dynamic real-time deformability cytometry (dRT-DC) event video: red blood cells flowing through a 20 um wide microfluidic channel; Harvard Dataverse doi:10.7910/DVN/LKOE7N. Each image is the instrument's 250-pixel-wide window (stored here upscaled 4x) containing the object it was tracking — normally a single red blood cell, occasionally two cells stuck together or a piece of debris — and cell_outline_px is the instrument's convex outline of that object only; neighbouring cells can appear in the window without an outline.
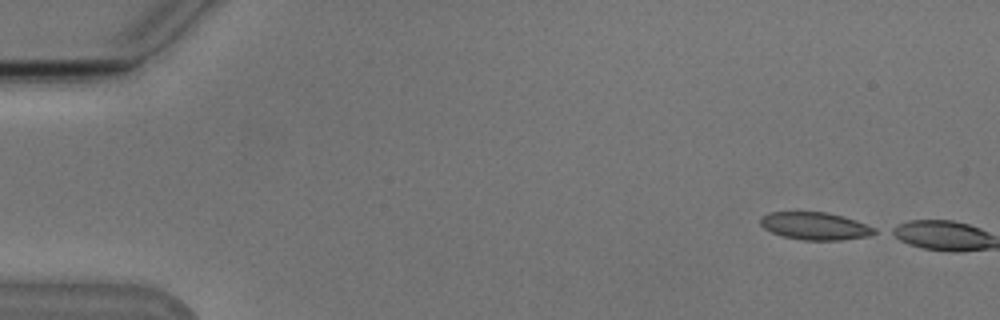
{"species": "Egyptian fruit bat (a non-hibernating species)", "species_latin": "Rousettus aegyptiacus", "temperature_condition": "cold", "stored_images_in_passage": 3, "camera_frame_rate_fps": 3000, "um_per_image_px": 0.085, "animal": {"sex": "male"}, "frame": {"image": 1, "passage_image": 1, "time_ms": 0.0, "image_size_px": [1000, 320], "cell_outline_px": [[876, 232], [868, 236], [840, 240], [804, 240], [784, 236], [772, 232], [764, 228], [760, 224], [760, 216], [768, 212], [828, 212], [856, 220], [876, 228]], "centroid_in_image_um": [69.27, 19.2], "position_along_channel_um": 15.7, "area_um2": 18.26}}